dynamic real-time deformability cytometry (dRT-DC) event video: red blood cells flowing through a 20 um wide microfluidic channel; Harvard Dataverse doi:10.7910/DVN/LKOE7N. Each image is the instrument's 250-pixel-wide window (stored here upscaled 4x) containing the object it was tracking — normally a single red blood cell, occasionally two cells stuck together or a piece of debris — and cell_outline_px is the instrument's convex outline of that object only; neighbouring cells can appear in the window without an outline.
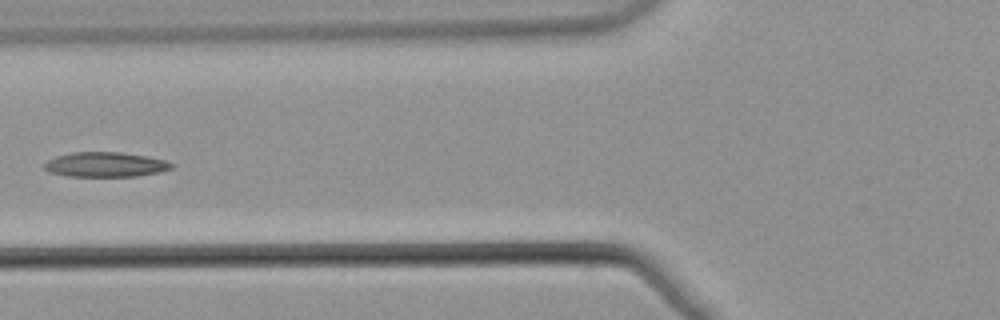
{"species": "common noctule bat (a hibernating species)", "species_latin": "Nyctalus noctula", "temperature_condition": "warm", "stored_images_in_passage": 7, "camera_frame_rate_fps": 3000, "um_per_image_px": 0.085, "animal": {"sex": "male", "body_mass_g": 21.5, "forearm_length_mm": 52.0}, "frame": {"image": 1, "passage_image": 7, "time_ms": 2.0, "image_size_px": [1000, 320], "cell_outline_px": [[176, 164], [172, 168], [160, 172], [136, 176], [68, 176], [48, 172], [44, 168], [44, 164], [48, 160], [56, 156], [72, 152], [120, 152], [144, 156], [164, 160]], "centroid_in_image_um": [8.95, 13.99], "position_along_channel_um": 116.8, "area_um2": 18.32}}